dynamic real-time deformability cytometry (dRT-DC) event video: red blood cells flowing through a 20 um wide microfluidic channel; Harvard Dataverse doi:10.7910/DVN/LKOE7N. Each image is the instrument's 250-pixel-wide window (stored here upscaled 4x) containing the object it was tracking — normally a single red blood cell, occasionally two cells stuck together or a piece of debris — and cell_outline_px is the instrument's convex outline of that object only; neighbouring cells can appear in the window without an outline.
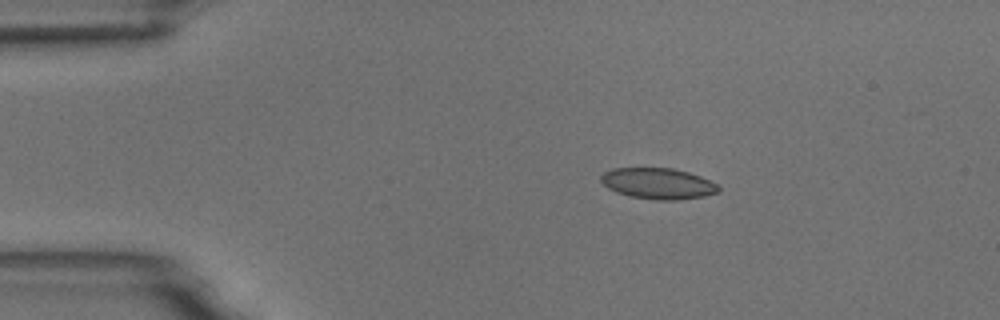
{"species": "common noctule bat (a hibernating species)", "species_latin": "Nyctalus noctula", "temperature_condition": "room temperature", "stored_images_in_passage": 8, "camera_frame_rate_fps": 3000, "um_per_image_px": 0.085, "animal": {"sex": "male", "body_mass_g": 18.8}, "frame": {"image": 1, "passage_image": 3, "time_ms": 2.333, "image_size_px": [1000, 320], "cell_outline_px": [[720, 192], [704, 196], [676, 200], [656, 200], [628, 196], [616, 192], [608, 188], [600, 180], [600, 176], [604, 172], [612, 168], [672, 168], [688, 172], [700, 176], [716, 184], [720, 188]], "centroid_in_image_um": [55.91, 15.6], "position_along_channel_um": 29.1, "area_um2": 21.27}}
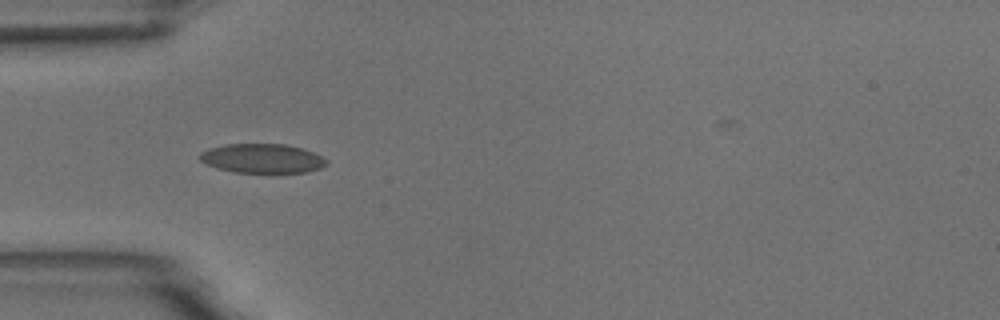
{"frame": {"image": 2, "passage_image": 5, "time_ms": 4.667, "image_size_px": [1000, 320], "cell_outline_px": [[328, 164], [320, 168], [308, 172], [280, 176], [232, 172], [216, 168], [200, 160], [200, 152], [208, 148], [224, 144], [284, 144], [304, 148], [328, 160]], "centroid_in_image_um": [22.33, 13.52], "position_along_channel_um": 62.7, "area_um2": 22.72}}